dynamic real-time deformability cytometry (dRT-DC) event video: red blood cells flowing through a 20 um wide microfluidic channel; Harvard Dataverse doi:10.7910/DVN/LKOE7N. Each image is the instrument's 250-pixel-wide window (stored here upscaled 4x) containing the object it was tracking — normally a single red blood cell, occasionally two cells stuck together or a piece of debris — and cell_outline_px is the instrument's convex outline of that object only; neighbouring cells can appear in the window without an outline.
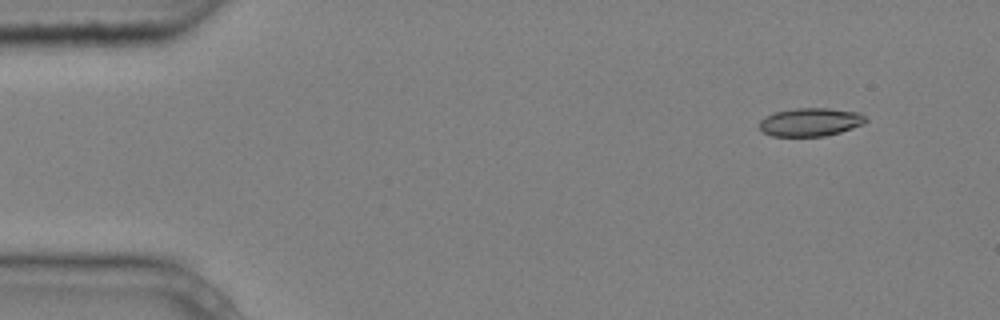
{"species": "common noctule bat (a hibernating species)", "species_latin": "Nyctalus noctula", "temperature_condition": "cold", "stored_images_in_passage": 4, "camera_frame_rate_fps": 3000, "um_per_image_px": 0.085, "animal": {"sex": "male", "body_mass_g": 20.4}, "frame": {"image": 1, "passage_image": 1, "time_ms": 0.0, "image_size_px": [1000, 320], "cell_outline_px": [[868, 120], [864, 124], [840, 132], [824, 136], [772, 136], [760, 132], [760, 120], [764, 116], [776, 112], [796, 108], [828, 108], [860, 112]], "centroid_in_image_um": [68.88, 10.37], "position_along_channel_um": 16.1, "area_um2": 17.63}}
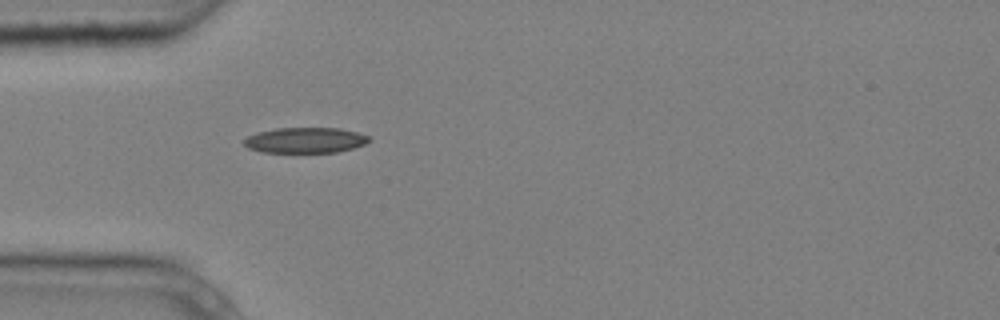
{"frame": {"image": 2, "passage_image": 4, "time_ms": 1.0, "image_size_px": [1000, 320], "cell_outline_px": [[372, 140], [364, 144], [352, 148], [336, 152], [260, 152], [248, 148], [244, 144], [244, 140], [248, 136], [256, 132], [276, 128], [340, 128], [356, 132], [368, 136]], "centroid_in_image_um": [25.93, 11.91], "position_along_channel_um": 59.1, "area_um2": 18.55}}